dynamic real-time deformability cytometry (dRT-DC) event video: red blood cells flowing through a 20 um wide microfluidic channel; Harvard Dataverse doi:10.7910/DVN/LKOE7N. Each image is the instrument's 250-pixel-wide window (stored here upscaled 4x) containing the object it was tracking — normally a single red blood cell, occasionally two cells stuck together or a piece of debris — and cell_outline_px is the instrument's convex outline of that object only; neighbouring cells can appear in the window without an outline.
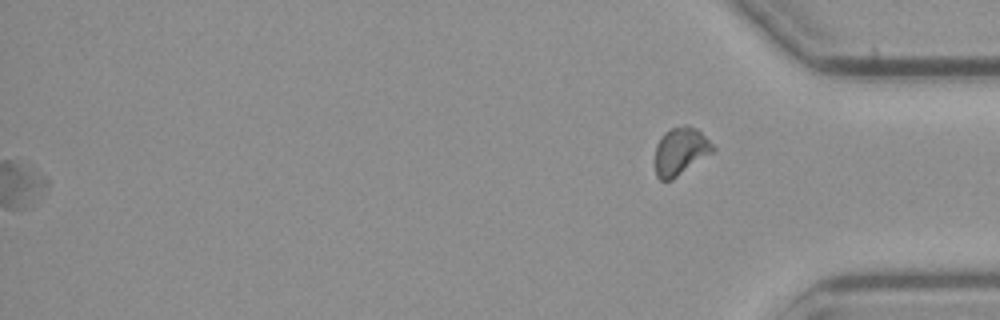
{"species": "common noctule bat (a hibernating species)", "species_latin": "Nyctalus noctula", "temperature_condition": "cold", "stored_images_in_passage": 57, "segment_of_instrument_passage": [2, 2], "camera_frame_rate_fps": 3000, "um_per_image_px": 0.085, "animal": {"sex": "male", "body_mass_g": 23.1, "forearm_length_mm": 52.7}, "frame": {"image": 1, "passage_image": 57, "time_ms": 18.667, "image_size_px": [1000, 320], "cell_outline_px": [[716, 148], [712, 152], [672, 180], [660, 180], [656, 176], [656, 144], [660, 136], [664, 132], [672, 128], [688, 124], [696, 128]], "centroid_in_image_um": [57.82, 12.84], "position_along_channel_um": 377.4, "area_um2": 15.84}}